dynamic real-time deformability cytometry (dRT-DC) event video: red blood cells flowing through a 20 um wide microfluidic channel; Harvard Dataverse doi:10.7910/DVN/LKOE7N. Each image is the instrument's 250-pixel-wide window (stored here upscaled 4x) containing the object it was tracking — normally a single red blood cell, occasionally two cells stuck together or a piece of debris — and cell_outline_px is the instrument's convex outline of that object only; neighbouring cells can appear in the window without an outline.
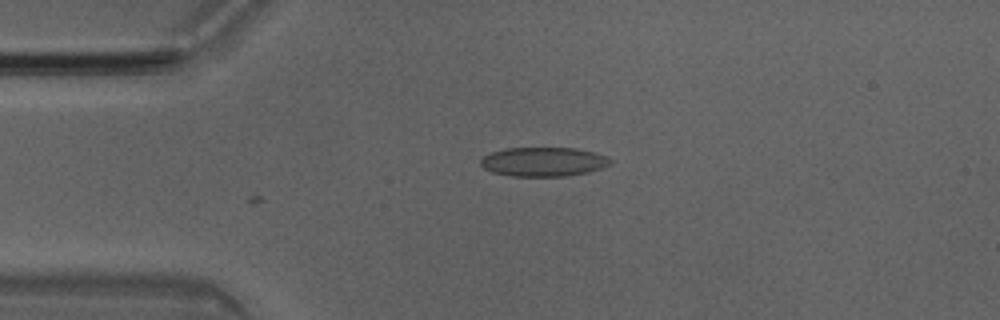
{"species": "Egyptian fruit bat (a non-hibernating species)", "species_latin": "Rousettus aegyptiacus", "temperature_condition": "room temperature", "stored_images_in_passage": 2, "camera_frame_rate_fps": 3000, "um_per_image_px": 0.085, "animal": {"sex": "male"}, "frame": {"image": 1, "passage_image": 2, "time_ms": 0.333, "image_size_px": [1000, 320], "cell_outline_px": [[612, 160], [608, 164], [600, 168], [588, 172], [564, 176], [512, 176], [492, 172], [484, 168], [480, 164], [480, 160], [488, 152], [504, 148], [576, 148], [596, 152]], "centroid_in_image_um": [46.14, 13.74], "position_along_channel_um": 38.9, "area_um2": 22.02}}